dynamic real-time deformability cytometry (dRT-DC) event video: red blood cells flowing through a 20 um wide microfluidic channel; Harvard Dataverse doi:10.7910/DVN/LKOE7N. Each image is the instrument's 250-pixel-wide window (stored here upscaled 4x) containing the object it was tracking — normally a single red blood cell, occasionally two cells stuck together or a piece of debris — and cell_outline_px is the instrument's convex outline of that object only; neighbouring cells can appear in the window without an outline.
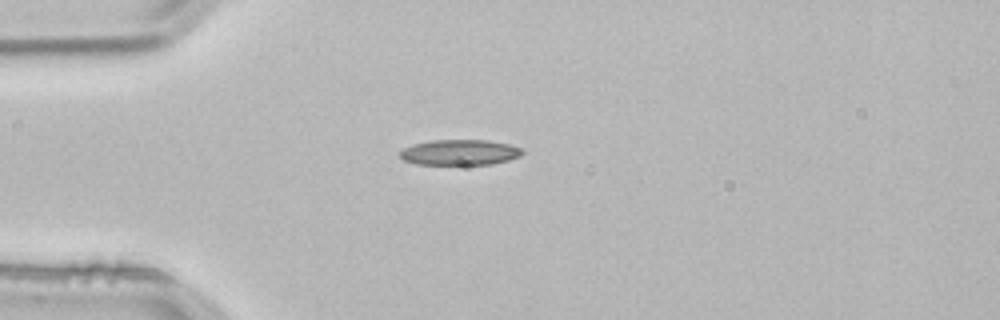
{"species": "common noctule bat (a hibernating species)", "species_latin": "Nyctalus noctula", "temperature_condition": "room temperature", "stored_images_in_passage": 1, "camera_frame_rate_fps": 3000, "um_per_image_px": 0.085, "animal": {"sex": "male", "body_mass_g": 21.5, "forearm_length_mm": 52.0}, "frame": {"image": 1, "passage_image": 1, "time_ms": 0.0, "image_size_px": [1000, 320], "cell_outline_px": [[524, 152], [520, 156], [508, 160], [492, 164], [416, 164], [404, 160], [400, 156], [400, 152], [404, 148], [412, 144], [432, 140], [488, 140], [508, 144], [520, 148]], "centroid_in_image_um": [39.07, 12.95], "position_along_channel_um": 45.9, "area_um2": 18.09}}